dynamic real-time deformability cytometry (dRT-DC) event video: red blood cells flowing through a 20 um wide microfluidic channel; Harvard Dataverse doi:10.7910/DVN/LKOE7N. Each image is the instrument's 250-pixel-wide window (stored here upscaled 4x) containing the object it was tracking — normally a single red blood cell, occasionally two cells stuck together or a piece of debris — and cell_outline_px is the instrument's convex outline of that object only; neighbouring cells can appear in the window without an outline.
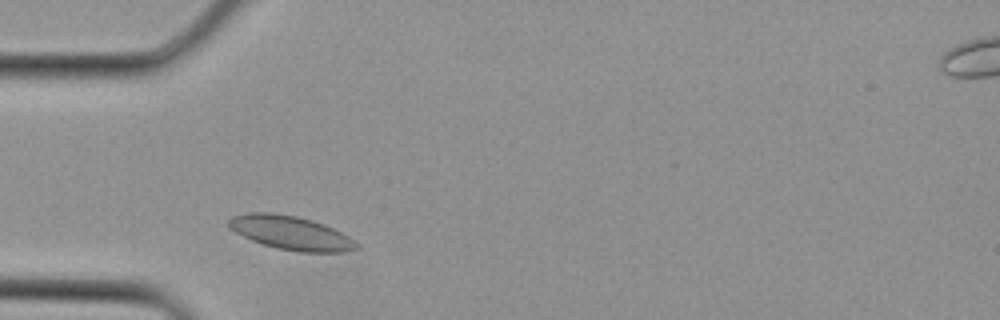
{"species": "Egyptian fruit bat (a non-hibernating species)", "species_latin": "Rousettus aegyptiacus", "temperature_condition": "cold", "stored_images_in_passage": 2, "camera_frame_rate_fps": 3000, "um_per_image_px": 0.085, "animal": {"sex": "female"}, "frame": {"image": 1, "passage_image": 1, "time_ms": 0.0, "image_size_px": [1000, 320], "cell_outline_px": [[360, 248], [348, 252], [300, 252], [276, 248], [252, 240], [228, 228], [228, 220], [232, 216], [248, 212], [272, 212], [296, 216], [312, 220], [324, 224], [348, 236], [360, 244]], "centroid_in_image_um": [24.74, 19.79], "position_along_channel_um": 60.3, "area_um2": 25.26}}
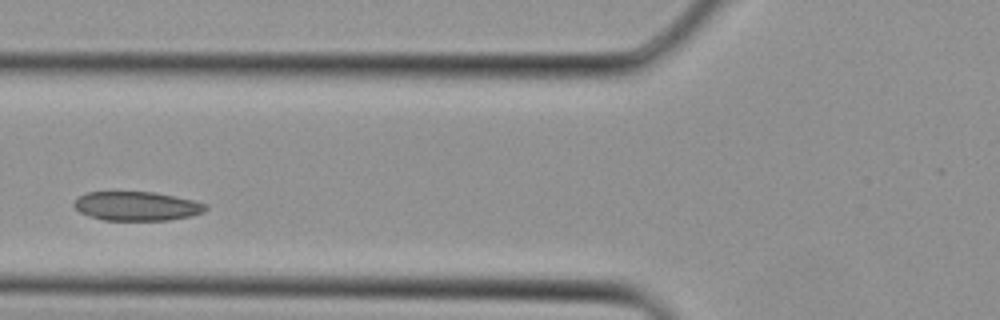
{"frame": {"image": 2, "passage_image": 2, "time_ms": 0.333, "image_size_px": [1000, 320], "cell_outline_px": [[208, 208], [204, 212], [192, 216], [168, 220], [104, 220], [80, 212], [72, 204], [76, 196], [88, 192], [152, 192], [192, 200], [208, 204]], "centroid_in_image_um": [11.62, 17.52], "position_along_channel_um": 114.2, "area_um2": 22.25}}